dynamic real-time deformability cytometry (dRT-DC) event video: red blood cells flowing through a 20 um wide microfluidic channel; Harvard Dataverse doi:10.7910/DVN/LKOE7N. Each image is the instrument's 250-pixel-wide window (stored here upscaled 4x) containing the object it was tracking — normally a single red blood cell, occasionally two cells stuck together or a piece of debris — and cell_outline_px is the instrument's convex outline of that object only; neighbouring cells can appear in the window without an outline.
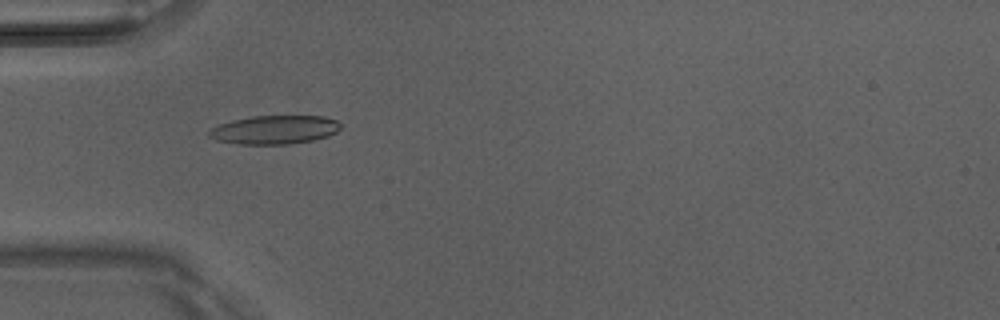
{"species": "Egyptian fruit bat (a non-hibernating species)", "species_latin": "Rousettus aegyptiacus", "temperature_condition": "room temperature", "stored_images_in_passage": 15, "camera_frame_rate_fps": 3000, "um_per_image_px": 0.085, "animal": {"sex": "male"}, "frame": {"image": 1, "passage_image": 10, "time_ms": 3.0, "image_size_px": [1000, 320], "cell_outline_px": [[340, 128], [336, 132], [328, 136], [312, 140], [288, 144], [240, 144], [216, 140], [208, 136], [208, 132], [212, 128], [220, 124], [232, 120], [252, 116], [324, 116], [336, 120], [340, 124]], "centroid_in_image_um": [23.33, 11.02], "position_along_channel_um": 61.7, "area_um2": 21.85}}